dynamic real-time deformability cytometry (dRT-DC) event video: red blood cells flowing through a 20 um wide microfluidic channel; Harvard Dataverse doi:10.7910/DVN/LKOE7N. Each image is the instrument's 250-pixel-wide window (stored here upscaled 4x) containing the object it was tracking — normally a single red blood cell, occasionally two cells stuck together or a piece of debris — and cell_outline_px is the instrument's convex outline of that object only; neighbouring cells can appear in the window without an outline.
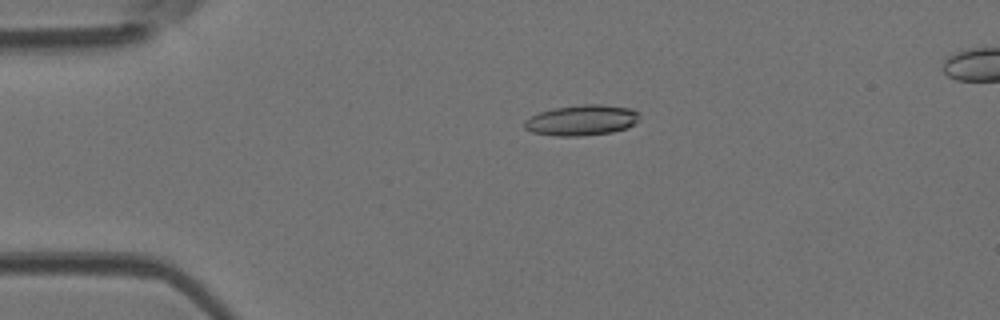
{"species": "Egyptian fruit bat (a non-hibernating species)", "species_latin": "Rousettus aegyptiacus", "temperature_condition": "room temperature", "stored_images_in_passage": 5, "camera_frame_rate_fps": 3000, "um_per_image_px": 0.085, "animal": {"sex": "female"}, "frame": {"image": 1, "passage_image": 3, "time_ms": 0.667, "image_size_px": [1000, 320], "cell_outline_px": [[640, 120], [628, 128], [612, 132], [580, 136], [556, 136], [532, 132], [524, 128], [524, 120], [540, 112], [556, 108], [584, 104], [600, 104], [632, 108], [640, 112]], "centroid_in_image_um": [49.5, 10.22], "position_along_channel_um": 35.5, "area_um2": 20.63}}